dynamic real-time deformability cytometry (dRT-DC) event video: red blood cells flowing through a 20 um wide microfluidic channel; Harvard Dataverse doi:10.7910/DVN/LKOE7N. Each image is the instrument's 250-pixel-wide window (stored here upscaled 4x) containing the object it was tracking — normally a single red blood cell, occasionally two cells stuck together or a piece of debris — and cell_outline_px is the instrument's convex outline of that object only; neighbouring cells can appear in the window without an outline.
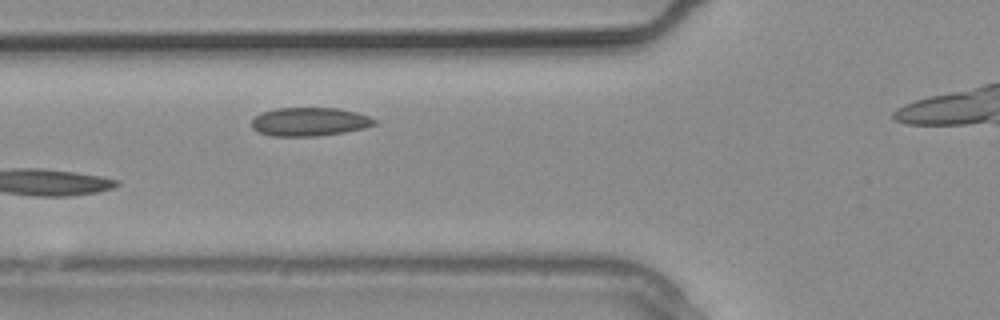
{"species": "common noctule bat (a hibernating species)", "species_latin": "Nyctalus noctula", "temperature_condition": "warm", "stored_images_in_passage": 7, "camera_frame_rate_fps": 3000, "um_per_image_px": 0.085, "animal": {"sex": "male", "body_mass_g": 20.4}, "frame": {"image": 1, "passage_image": 7, "time_ms": 2.0, "image_size_px": [1000, 320], "cell_outline_px": [[376, 124], [364, 128], [344, 132], [316, 136], [272, 136], [256, 132], [252, 128], [252, 120], [256, 116], [264, 112], [276, 108], [336, 108], [356, 112], [368, 116], [376, 120]], "centroid_in_image_um": [26.29, 10.35], "position_along_channel_um": 99.5, "area_um2": 20.35}}